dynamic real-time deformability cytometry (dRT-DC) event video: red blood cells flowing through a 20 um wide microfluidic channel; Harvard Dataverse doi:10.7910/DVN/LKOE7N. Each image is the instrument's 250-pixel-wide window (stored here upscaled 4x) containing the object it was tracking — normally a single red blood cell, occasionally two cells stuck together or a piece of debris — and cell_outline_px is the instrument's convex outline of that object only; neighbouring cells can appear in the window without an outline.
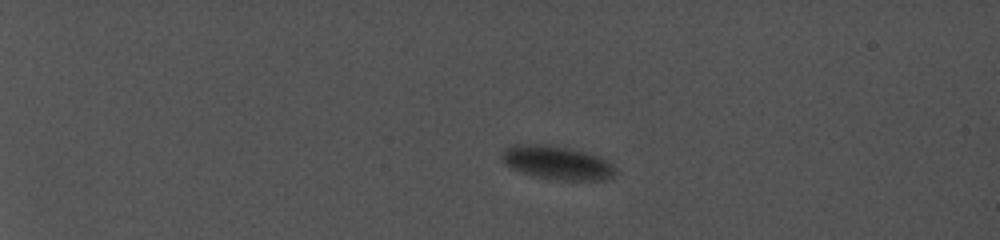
{"species": "common noctule bat (a hibernating species)", "species_latin": "Nyctalus noctula", "temperature_condition": "cold", "stored_images_in_passage": 52, "camera_frame_rate_fps": 5000, "um_per_image_px": 0.085, "animal": {"sex": "female", "body_mass_g": 19.0, "forearm_length_mm": 56.7}, "frame": {"image": 1, "passage_image": 1, "time_ms": 0.0, "image_size_px": [1000, 240], "cell_outline_px": [[616, 176], [612, 180], [560, 180], [536, 176], [520, 172], [504, 164], [500, 160], [504, 152], [508, 148], [516, 144], [544, 144], [568, 148], [600, 156], [608, 160], [616, 168]], "centroid_in_image_um": [47.42, 13.84], "position_along_channel_um": 37.6, "area_um2": 22.37}}
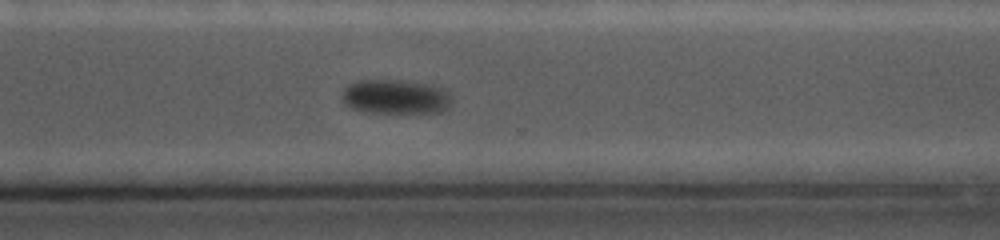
{"frame": {"image": 2, "passage_image": 43, "time_ms": 11.8, "image_size_px": [1000, 240], "cell_outline_px": [[452, 100], [448, 108], [440, 112], [368, 112], [352, 108], [340, 100], [340, 96], [344, 88], [348, 84], [356, 80], [412, 80], [432, 84], [444, 88], [452, 96]], "centroid_in_image_um": [33.63, 8.19], "position_along_channel_um": 337.0, "area_um2": 22.48}}
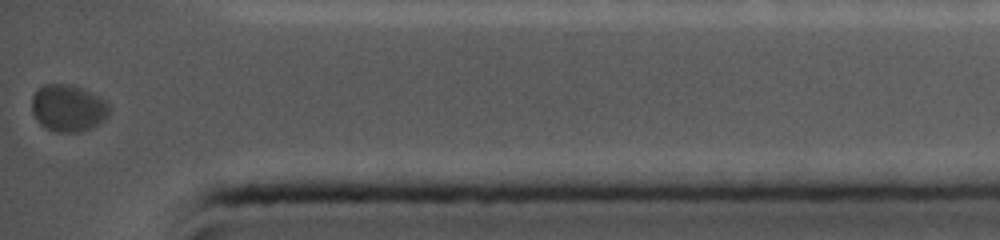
{"frame": {"image": 3, "passage_image": 52, "time_ms": 14.4, "image_size_px": [1000, 240], "cell_outline_px": [[112, 108], [108, 116], [104, 120], [92, 128], [80, 132], [56, 132], [40, 124], [36, 120], [32, 112], [32, 96], [44, 84], [68, 84], [80, 88], [104, 100]], "centroid_in_image_um": [5.8, 9.21], "position_along_channel_um": 429.4, "area_um2": 21.1}, "authors_computed_cell_mechanics": {"area_um2": 23.3512, "velocity_mm_per_s": 3.6551, "shape_relaxation_time_tau1_ms": 0.224, "shape_relaxation_time_tau2_ms": null, "deformation_change_tau1": 0.0325, "deformation_change_tau2": null}}